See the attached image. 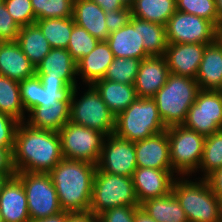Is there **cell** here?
<instances>
[{
	"instance_id": "6da1fadb",
	"label": "cell",
	"mask_w": 222,
	"mask_h": 222,
	"mask_svg": "<svg viewBox=\"0 0 222 222\" xmlns=\"http://www.w3.org/2000/svg\"><path fill=\"white\" fill-rule=\"evenodd\" d=\"M62 159L58 132L18 123L13 149L16 172L49 173Z\"/></svg>"
},
{
	"instance_id": "7a4b0ae2",
	"label": "cell",
	"mask_w": 222,
	"mask_h": 222,
	"mask_svg": "<svg viewBox=\"0 0 222 222\" xmlns=\"http://www.w3.org/2000/svg\"><path fill=\"white\" fill-rule=\"evenodd\" d=\"M96 170V164L63 158L49 172L63 211L89 212Z\"/></svg>"
},
{
	"instance_id": "3957f363",
	"label": "cell",
	"mask_w": 222,
	"mask_h": 222,
	"mask_svg": "<svg viewBox=\"0 0 222 222\" xmlns=\"http://www.w3.org/2000/svg\"><path fill=\"white\" fill-rule=\"evenodd\" d=\"M176 176L172 193L185 211L188 222H218L220 199L213 193L206 178ZM199 180V181H198Z\"/></svg>"
},
{
	"instance_id": "277c9868",
	"label": "cell",
	"mask_w": 222,
	"mask_h": 222,
	"mask_svg": "<svg viewBox=\"0 0 222 222\" xmlns=\"http://www.w3.org/2000/svg\"><path fill=\"white\" fill-rule=\"evenodd\" d=\"M199 90L195 79L169 74L167 82L152 97L166 127L184 123Z\"/></svg>"
},
{
	"instance_id": "5b68a950",
	"label": "cell",
	"mask_w": 222,
	"mask_h": 222,
	"mask_svg": "<svg viewBox=\"0 0 222 222\" xmlns=\"http://www.w3.org/2000/svg\"><path fill=\"white\" fill-rule=\"evenodd\" d=\"M164 125L153 98H137L115 117L114 134L132 142L162 133Z\"/></svg>"
},
{
	"instance_id": "8992f818",
	"label": "cell",
	"mask_w": 222,
	"mask_h": 222,
	"mask_svg": "<svg viewBox=\"0 0 222 222\" xmlns=\"http://www.w3.org/2000/svg\"><path fill=\"white\" fill-rule=\"evenodd\" d=\"M118 206H140L132 177L110 174L97 167L89 212L99 216Z\"/></svg>"
},
{
	"instance_id": "52a82bcc",
	"label": "cell",
	"mask_w": 222,
	"mask_h": 222,
	"mask_svg": "<svg viewBox=\"0 0 222 222\" xmlns=\"http://www.w3.org/2000/svg\"><path fill=\"white\" fill-rule=\"evenodd\" d=\"M87 87L80 98L77 97L80 87H74L70 99L69 121L103 132L106 136L113 134L116 116L102 100L96 88L92 84Z\"/></svg>"
},
{
	"instance_id": "ba28073f",
	"label": "cell",
	"mask_w": 222,
	"mask_h": 222,
	"mask_svg": "<svg viewBox=\"0 0 222 222\" xmlns=\"http://www.w3.org/2000/svg\"><path fill=\"white\" fill-rule=\"evenodd\" d=\"M166 131L172 170L177 176H192L199 169L206 137L184 125L169 126Z\"/></svg>"
},
{
	"instance_id": "9c48e42d",
	"label": "cell",
	"mask_w": 222,
	"mask_h": 222,
	"mask_svg": "<svg viewBox=\"0 0 222 222\" xmlns=\"http://www.w3.org/2000/svg\"><path fill=\"white\" fill-rule=\"evenodd\" d=\"M64 159L98 164L106 135L68 121L58 132Z\"/></svg>"
},
{
	"instance_id": "30bf717a",
	"label": "cell",
	"mask_w": 222,
	"mask_h": 222,
	"mask_svg": "<svg viewBox=\"0 0 222 222\" xmlns=\"http://www.w3.org/2000/svg\"><path fill=\"white\" fill-rule=\"evenodd\" d=\"M27 196L30 219L45 218L62 209L49 173L16 172Z\"/></svg>"
},
{
	"instance_id": "8fae6325",
	"label": "cell",
	"mask_w": 222,
	"mask_h": 222,
	"mask_svg": "<svg viewBox=\"0 0 222 222\" xmlns=\"http://www.w3.org/2000/svg\"><path fill=\"white\" fill-rule=\"evenodd\" d=\"M182 125L204 137L222 130L221 91L199 90Z\"/></svg>"
},
{
	"instance_id": "7c38bea8",
	"label": "cell",
	"mask_w": 222,
	"mask_h": 222,
	"mask_svg": "<svg viewBox=\"0 0 222 222\" xmlns=\"http://www.w3.org/2000/svg\"><path fill=\"white\" fill-rule=\"evenodd\" d=\"M168 44L200 43L211 44L216 41L217 27L204 18L176 11L166 24Z\"/></svg>"
},
{
	"instance_id": "4fadbf2b",
	"label": "cell",
	"mask_w": 222,
	"mask_h": 222,
	"mask_svg": "<svg viewBox=\"0 0 222 222\" xmlns=\"http://www.w3.org/2000/svg\"><path fill=\"white\" fill-rule=\"evenodd\" d=\"M97 167L103 172L132 177L137 169L134 142L114 133L106 136Z\"/></svg>"
},
{
	"instance_id": "5bb4252c",
	"label": "cell",
	"mask_w": 222,
	"mask_h": 222,
	"mask_svg": "<svg viewBox=\"0 0 222 222\" xmlns=\"http://www.w3.org/2000/svg\"><path fill=\"white\" fill-rule=\"evenodd\" d=\"M35 70L41 83L78 86L76 80L77 62L71 57L67 49L52 48Z\"/></svg>"
},
{
	"instance_id": "9a60e30c",
	"label": "cell",
	"mask_w": 222,
	"mask_h": 222,
	"mask_svg": "<svg viewBox=\"0 0 222 222\" xmlns=\"http://www.w3.org/2000/svg\"><path fill=\"white\" fill-rule=\"evenodd\" d=\"M176 176L173 170L137 167L132 180L139 205L152 198L162 197L170 193Z\"/></svg>"
},
{
	"instance_id": "2e32d148",
	"label": "cell",
	"mask_w": 222,
	"mask_h": 222,
	"mask_svg": "<svg viewBox=\"0 0 222 222\" xmlns=\"http://www.w3.org/2000/svg\"><path fill=\"white\" fill-rule=\"evenodd\" d=\"M207 44H168L165 59L171 74L196 79Z\"/></svg>"
},
{
	"instance_id": "e0dca14e",
	"label": "cell",
	"mask_w": 222,
	"mask_h": 222,
	"mask_svg": "<svg viewBox=\"0 0 222 222\" xmlns=\"http://www.w3.org/2000/svg\"><path fill=\"white\" fill-rule=\"evenodd\" d=\"M114 55V58H137L145 59L150 55L145 51L143 40L140 35V19L131 16L130 21L110 33L106 41Z\"/></svg>"
},
{
	"instance_id": "ac0fdd59",
	"label": "cell",
	"mask_w": 222,
	"mask_h": 222,
	"mask_svg": "<svg viewBox=\"0 0 222 222\" xmlns=\"http://www.w3.org/2000/svg\"><path fill=\"white\" fill-rule=\"evenodd\" d=\"M169 74L165 56H149L141 60L133 84L138 98H152L167 82Z\"/></svg>"
},
{
	"instance_id": "d6986e66",
	"label": "cell",
	"mask_w": 222,
	"mask_h": 222,
	"mask_svg": "<svg viewBox=\"0 0 222 222\" xmlns=\"http://www.w3.org/2000/svg\"><path fill=\"white\" fill-rule=\"evenodd\" d=\"M137 167L172 170L167 131L134 142Z\"/></svg>"
},
{
	"instance_id": "ffe728a7",
	"label": "cell",
	"mask_w": 222,
	"mask_h": 222,
	"mask_svg": "<svg viewBox=\"0 0 222 222\" xmlns=\"http://www.w3.org/2000/svg\"><path fill=\"white\" fill-rule=\"evenodd\" d=\"M0 213L4 222L30 220L27 196L21 181L13 176L0 194Z\"/></svg>"
},
{
	"instance_id": "44dd1931",
	"label": "cell",
	"mask_w": 222,
	"mask_h": 222,
	"mask_svg": "<svg viewBox=\"0 0 222 222\" xmlns=\"http://www.w3.org/2000/svg\"><path fill=\"white\" fill-rule=\"evenodd\" d=\"M35 74V66L17 41L0 42V75L21 82Z\"/></svg>"
},
{
	"instance_id": "7402d4cb",
	"label": "cell",
	"mask_w": 222,
	"mask_h": 222,
	"mask_svg": "<svg viewBox=\"0 0 222 222\" xmlns=\"http://www.w3.org/2000/svg\"><path fill=\"white\" fill-rule=\"evenodd\" d=\"M114 60V55L106 41H99L96 47L77 62V76L82 82L93 84L103 79L108 67Z\"/></svg>"
},
{
	"instance_id": "603a6c76",
	"label": "cell",
	"mask_w": 222,
	"mask_h": 222,
	"mask_svg": "<svg viewBox=\"0 0 222 222\" xmlns=\"http://www.w3.org/2000/svg\"><path fill=\"white\" fill-rule=\"evenodd\" d=\"M73 19L99 41H107L110 32L106 26L105 11L91 0H74Z\"/></svg>"
},
{
	"instance_id": "cb8c5ba5",
	"label": "cell",
	"mask_w": 222,
	"mask_h": 222,
	"mask_svg": "<svg viewBox=\"0 0 222 222\" xmlns=\"http://www.w3.org/2000/svg\"><path fill=\"white\" fill-rule=\"evenodd\" d=\"M195 80L200 90L222 89V46L217 40L205 47Z\"/></svg>"
},
{
	"instance_id": "d4e9b609",
	"label": "cell",
	"mask_w": 222,
	"mask_h": 222,
	"mask_svg": "<svg viewBox=\"0 0 222 222\" xmlns=\"http://www.w3.org/2000/svg\"><path fill=\"white\" fill-rule=\"evenodd\" d=\"M70 101H58L50 107H33L27 114L25 123L36 129L59 132L69 121Z\"/></svg>"
},
{
	"instance_id": "484cf974",
	"label": "cell",
	"mask_w": 222,
	"mask_h": 222,
	"mask_svg": "<svg viewBox=\"0 0 222 222\" xmlns=\"http://www.w3.org/2000/svg\"><path fill=\"white\" fill-rule=\"evenodd\" d=\"M92 85L115 116L128 108L138 98L134 85L106 79L97 80Z\"/></svg>"
},
{
	"instance_id": "4316f807",
	"label": "cell",
	"mask_w": 222,
	"mask_h": 222,
	"mask_svg": "<svg viewBox=\"0 0 222 222\" xmlns=\"http://www.w3.org/2000/svg\"><path fill=\"white\" fill-rule=\"evenodd\" d=\"M140 208L157 222H188L185 211L172 191L143 202Z\"/></svg>"
},
{
	"instance_id": "83f0119b",
	"label": "cell",
	"mask_w": 222,
	"mask_h": 222,
	"mask_svg": "<svg viewBox=\"0 0 222 222\" xmlns=\"http://www.w3.org/2000/svg\"><path fill=\"white\" fill-rule=\"evenodd\" d=\"M17 43L35 68L52 49L36 23L20 27Z\"/></svg>"
},
{
	"instance_id": "f1b7e54d",
	"label": "cell",
	"mask_w": 222,
	"mask_h": 222,
	"mask_svg": "<svg viewBox=\"0 0 222 222\" xmlns=\"http://www.w3.org/2000/svg\"><path fill=\"white\" fill-rule=\"evenodd\" d=\"M130 8L132 16L164 26L177 11L176 0H135Z\"/></svg>"
},
{
	"instance_id": "f546056e",
	"label": "cell",
	"mask_w": 222,
	"mask_h": 222,
	"mask_svg": "<svg viewBox=\"0 0 222 222\" xmlns=\"http://www.w3.org/2000/svg\"><path fill=\"white\" fill-rule=\"evenodd\" d=\"M0 113L8 114L19 122H25L26 111L20 94V82L0 75Z\"/></svg>"
},
{
	"instance_id": "4dcf8cb0",
	"label": "cell",
	"mask_w": 222,
	"mask_h": 222,
	"mask_svg": "<svg viewBox=\"0 0 222 222\" xmlns=\"http://www.w3.org/2000/svg\"><path fill=\"white\" fill-rule=\"evenodd\" d=\"M35 23L41 29L51 48L67 49L75 25L73 17L38 19Z\"/></svg>"
},
{
	"instance_id": "1f68e13d",
	"label": "cell",
	"mask_w": 222,
	"mask_h": 222,
	"mask_svg": "<svg viewBox=\"0 0 222 222\" xmlns=\"http://www.w3.org/2000/svg\"><path fill=\"white\" fill-rule=\"evenodd\" d=\"M140 35L150 56H164L168 47L166 26L140 19Z\"/></svg>"
},
{
	"instance_id": "d6a6232c",
	"label": "cell",
	"mask_w": 222,
	"mask_h": 222,
	"mask_svg": "<svg viewBox=\"0 0 222 222\" xmlns=\"http://www.w3.org/2000/svg\"><path fill=\"white\" fill-rule=\"evenodd\" d=\"M222 167V130L205 138L204 149L198 169L206 178L213 171Z\"/></svg>"
},
{
	"instance_id": "836d02e7",
	"label": "cell",
	"mask_w": 222,
	"mask_h": 222,
	"mask_svg": "<svg viewBox=\"0 0 222 222\" xmlns=\"http://www.w3.org/2000/svg\"><path fill=\"white\" fill-rule=\"evenodd\" d=\"M36 20L73 17L74 0H31Z\"/></svg>"
},
{
	"instance_id": "e575fe53",
	"label": "cell",
	"mask_w": 222,
	"mask_h": 222,
	"mask_svg": "<svg viewBox=\"0 0 222 222\" xmlns=\"http://www.w3.org/2000/svg\"><path fill=\"white\" fill-rule=\"evenodd\" d=\"M140 62L141 59L137 58H114L103 79L133 85Z\"/></svg>"
},
{
	"instance_id": "d590c367",
	"label": "cell",
	"mask_w": 222,
	"mask_h": 222,
	"mask_svg": "<svg viewBox=\"0 0 222 222\" xmlns=\"http://www.w3.org/2000/svg\"><path fill=\"white\" fill-rule=\"evenodd\" d=\"M98 43L99 40L93 37L86 29L75 24L71 32L67 51L78 62L81 58L88 55Z\"/></svg>"
},
{
	"instance_id": "8d00e7d4",
	"label": "cell",
	"mask_w": 222,
	"mask_h": 222,
	"mask_svg": "<svg viewBox=\"0 0 222 222\" xmlns=\"http://www.w3.org/2000/svg\"><path fill=\"white\" fill-rule=\"evenodd\" d=\"M177 11L186 12L211 21L219 27L215 0H176Z\"/></svg>"
},
{
	"instance_id": "74e56055",
	"label": "cell",
	"mask_w": 222,
	"mask_h": 222,
	"mask_svg": "<svg viewBox=\"0 0 222 222\" xmlns=\"http://www.w3.org/2000/svg\"><path fill=\"white\" fill-rule=\"evenodd\" d=\"M74 87L68 84L41 83L39 106L58 105V101H70Z\"/></svg>"
},
{
	"instance_id": "f35d334b",
	"label": "cell",
	"mask_w": 222,
	"mask_h": 222,
	"mask_svg": "<svg viewBox=\"0 0 222 222\" xmlns=\"http://www.w3.org/2000/svg\"><path fill=\"white\" fill-rule=\"evenodd\" d=\"M7 11L20 26L34 24L36 18L32 9L31 0H2Z\"/></svg>"
},
{
	"instance_id": "ab89813d",
	"label": "cell",
	"mask_w": 222,
	"mask_h": 222,
	"mask_svg": "<svg viewBox=\"0 0 222 222\" xmlns=\"http://www.w3.org/2000/svg\"><path fill=\"white\" fill-rule=\"evenodd\" d=\"M20 94L27 113L33 107H39L40 79L36 74L20 82Z\"/></svg>"
},
{
	"instance_id": "60d3db41",
	"label": "cell",
	"mask_w": 222,
	"mask_h": 222,
	"mask_svg": "<svg viewBox=\"0 0 222 222\" xmlns=\"http://www.w3.org/2000/svg\"><path fill=\"white\" fill-rule=\"evenodd\" d=\"M20 26L14 21L0 0V42L17 41Z\"/></svg>"
},
{
	"instance_id": "b9f144b4",
	"label": "cell",
	"mask_w": 222,
	"mask_h": 222,
	"mask_svg": "<svg viewBox=\"0 0 222 222\" xmlns=\"http://www.w3.org/2000/svg\"><path fill=\"white\" fill-rule=\"evenodd\" d=\"M19 121L14 117L0 113V147L14 148L15 132Z\"/></svg>"
},
{
	"instance_id": "7bdbcfd3",
	"label": "cell",
	"mask_w": 222,
	"mask_h": 222,
	"mask_svg": "<svg viewBox=\"0 0 222 222\" xmlns=\"http://www.w3.org/2000/svg\"><path fill=\"white\" fill-rule=\"evenodd\" d=\"M140 206H118L108 209L98 217L100 222H134L135 212Z\"/></svg>"
},
{
	"instance_id": "ee69618b",
	"label": "cell",
	"mask_w": 222,
	"mask_h": 222,
	"mask_svg": "<svg viewBox=\"0 0 222 222\" xmlns=\"http://www.w3.org/2000/svg\"><path fill=\"white\" fill-rule=\"evenodd\" d=\"M131 8L126 6L121 10H111L105 12L106 26L110 33L125 26L131 19Z\"/></svg>"
},
{
	"instance_id": "f6af8a7d",
	"label": "cell",
	"mask_w": 222,
	"mask_h": 222,
	"mask_svg": "<svg viewBox=\"0 0 222 222\" xmlns=\"http://www.w3.org/2000/svg\"><path fill=\"white\" fill-rule=\"evenodd\" d=\"M13 149L0 147V173L16 174L13 163Z\"/></svg>"
},
{
	"instance_id": "bcb514c9",
	"label": "cell",
	"mask_w": 222,
	"mask_h": 222,
	"mask_svg": "<svg viewBox=\"0 0 222 222\" xmlns=\"http://www.w3.org/2000/svg\"><path fill=\"white\" fill-rule=\"evenodd\" d=\"M213 193L222 199V167L213 171L210 175L206 177Z\"/></svg>"
},
{
	"instance_id": "7dc6e473",
	"label": "cell",
	"mask_w": 222,
	"mask_h": 222,
	"mask_svg": "<svg viewBox=\"0 0 222 222\" xmlns=\"http://www.w3.org/2000/svg\"><path fill=\"white\" fill-rule=\"evenodd\" d=\"M66 222H100L99 217L91 212L70 213Z\"/></svg>"
},
{
	"instance_id": "c3c4849f",
	"label": "cell",
	"mask_w": 222,
	"mask_h": 222,
	"mask_svg": "<svg viewBox=\"0 0 222 222\" xmlns=\"http://www.w3.org/2000/svg\"><path fill=\"white\" fill-rule=\"evenodd\" d=\"M98 4L105 12L121 10L126 7L122 0H91Z\"/></svg>"
},
{
	"instance_id": "681fc988",
	"label": "cell",
	"mask_w": 222,
	"mask_h": 222,
	"mask_svg": "<svg viewBox=\"0 0 222 222\" xmlns=\"http://www.w3.org/2000/svg\"><path fill=\"white\" fill-rule=\"evenodd\" d=\"M69 214L70 212L62 210L45 218L30 219L28 222H66Z\"/></svg>"
},
{
	"instance_id": "f907efd6",
	"label": "cell",
	"mask_w": 222,
	"mask_h": 222,
	"mask_svg": "<svg viewBox=\"0 0 222 222\" xmlns=\"http://www.w3.org/2000/svg\"><path fill=\"white\" fill-rule=\"evenodd\" d=\"M134 222H157L151 218L143 209L139 208L135 212Z\"/></svg>"
},
{
	"instance_id": "816d5d0a",
	"label": "cell",
	"mask_w": 222,
	"mask_h": 222,
	"mask_svg": "<svg viewBox=\"0 0 222 222\" xmlns=\"http://www.w3.org/2000/svg\"><path fill=\"white\" fill-rule=\"evenodd\" d=\"M16 174H5V173H0V194L2 193L5 185L7 182Z\"/></svg>"
},
{
	"instance_id": "f5cc1de1",
	"label": "cell",
	"mask_w": 222,
	"mask_h": 222,
	"mask_svg": "<svg viewBox=\"0 0 222 222\" xmlns=\"http://www.w3.org/2000/svg\"><path fill=\"white\" fill-rule=\"evenodd\" d=\"M217 12L219 15V26L222 25V0H215Z\"/></svg>"
},
{
	"instance_id": "db71d44e",
	"label": "cell",
	"mask_w": 222,
	"mask_h": 222,
	"mask_svg": "<svg viewBox=\"0 0 222 222\" xmlns=\"http://www.w3.org/2000/svg\"><path fill=\"white\" fill-rule=\"evenodd\" d=\"M216 40L222 46V25L217 27V37H216Z\"/></svg>"
},
{
	"instance_id": "11a10c76",
	"label": "cell",
	"mask_w": 222,
	"mask_h": 222,
	"mask_svg": "<svg viewBox=\"0 0 222 222\" xmlns=\"http://www.w3.org/2000/svg\"><path fill=\"white\" fill-rule=\"evenodd\" d=\"M218 222H222V199H220L219 203V220Z\"/></svg>"
},
{
	"instance_id": "9f6ffc18",
	"label": "cell",
	"mask_w": 222,
	"mask_h": 222,
	"mask_svg": "<svg viewBox=\"0 0 222 222\" xmlns=\"http://www.w3.org/2000/svg\"><path fill=\"white\" fill-rule=\"evenodd\" d=\"M122 1L126 6L129 7L135 2V0H122Z\"/></svg>"
},
{
	"instance_id": "6f0895ef",
	"label": "cell",
	"mask_w": 222,
	"mask_h": 222,
	"mask_svg": "<svg viewBox=\"0 0 222 222\" xmlns=\"http://www.w3.org/2000/svg\"><path fill=\"white\" fill-rule=\"evenodd\" d=\"M0 222H4L3 218L1 217V213H0Z\"/></svg>"
}]
</instances>
